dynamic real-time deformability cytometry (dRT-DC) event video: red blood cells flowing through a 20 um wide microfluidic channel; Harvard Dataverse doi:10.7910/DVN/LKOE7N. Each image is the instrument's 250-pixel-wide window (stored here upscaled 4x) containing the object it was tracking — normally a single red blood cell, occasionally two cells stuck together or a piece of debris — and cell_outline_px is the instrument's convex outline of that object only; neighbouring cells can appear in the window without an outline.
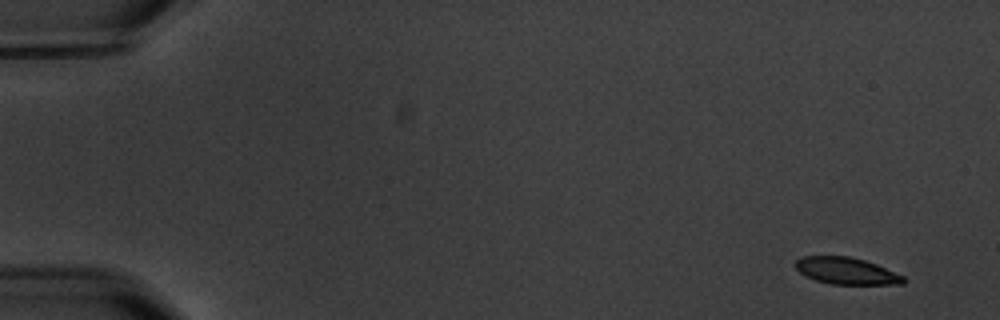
{"species": "common noctule bat (a hibernating species)", "species_latin": "Nyctalus noctula", "temperature_condition": "warm", "stored_images_in_passage": 5, "camera_frame_rate_fps": 3000, "um_per_image_px": 0.085, "animal": {"sex": "male", "body_mass_g": 20.1, "forearm_length_mm": 53.5}, "frame": {"image": 1, "passage_image": 1, "time_ms": 0.0, "image_size_px": [1000, 320], "cell_outline_px": [[904, 284], [832, 284], [816, 280], [804, 276], [796, 268], [796, 260], [800, 256], [848, 256], [864, 260], [876, 264], [904, 276]], "centroid_in_image_um": [71.92, 23.02], "position_along_channel_um": 13.1, "area_um2": 16.76}}
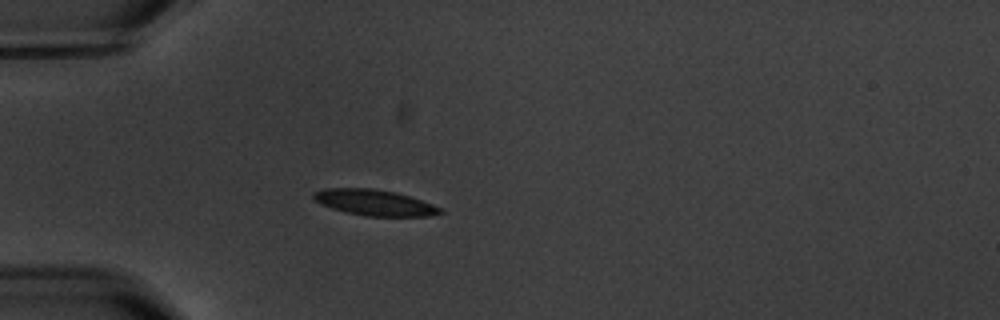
{"frame": {"image": 2, "passage_image": 5, "time_ms": 4.667, "image_size_px": [1000, 320], "cell_outline_px": [[444, 212], [428, 216], [364, 216], [332, 208], [320, 204], [312, 196], [312, 192], [324, 188], [372, 188], [396, 192], [432, 204], [440, 208]], "centroid_in_image_um": [31.79, 17.21], "position_along_channel_um": 53.2, "area_um2": 18.96}}